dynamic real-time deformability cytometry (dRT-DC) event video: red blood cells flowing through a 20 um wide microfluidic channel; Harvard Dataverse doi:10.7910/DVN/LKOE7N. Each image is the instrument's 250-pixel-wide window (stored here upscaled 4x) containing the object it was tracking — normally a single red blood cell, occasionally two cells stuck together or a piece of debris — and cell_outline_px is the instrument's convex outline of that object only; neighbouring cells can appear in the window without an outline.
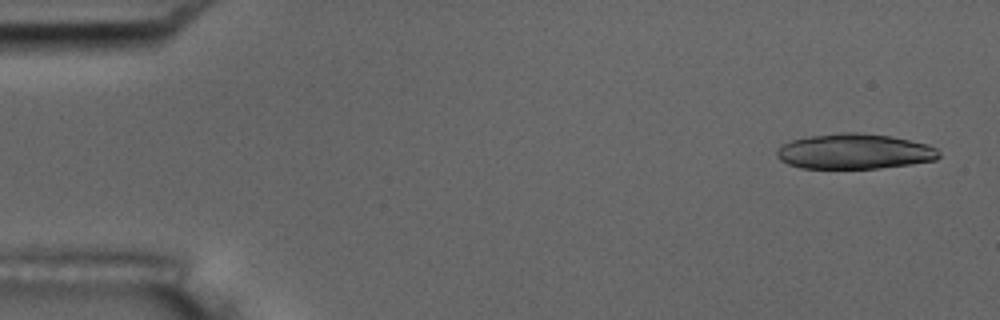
{"species": "common noctule bat (a hibernating species)", "species_latin": "Nyctalus noctula", "temperature_condition": "room temperature", "stored_images_in_passage": 4, "camera_frame_rate_fps": 3000, "um_per_image_px": 0.085, "animal": {"sex": "male", "body_mass_g": 17.5, "forearm_length_mm": 52.3}, "frame": {"image": 1, "passage_image": 1, "time_ms": 0.0, "image_size_px": [1000, 320], "cell_outline_px": [[940, 156], [936, 160], [912, 164], [880, 168], [800, 168], [788, 164], [780, 160], [776, 156], [776, 152], [784, 144], [792, 140], [808, 136], [840, 132], [856, 132], [892, 136], [928, 144], [936, 148], [940, 152]], "centroid_in_image_um": [72.65, 12.87], "position_along_channel_um": 12.3, "area_um2": 33.47}}